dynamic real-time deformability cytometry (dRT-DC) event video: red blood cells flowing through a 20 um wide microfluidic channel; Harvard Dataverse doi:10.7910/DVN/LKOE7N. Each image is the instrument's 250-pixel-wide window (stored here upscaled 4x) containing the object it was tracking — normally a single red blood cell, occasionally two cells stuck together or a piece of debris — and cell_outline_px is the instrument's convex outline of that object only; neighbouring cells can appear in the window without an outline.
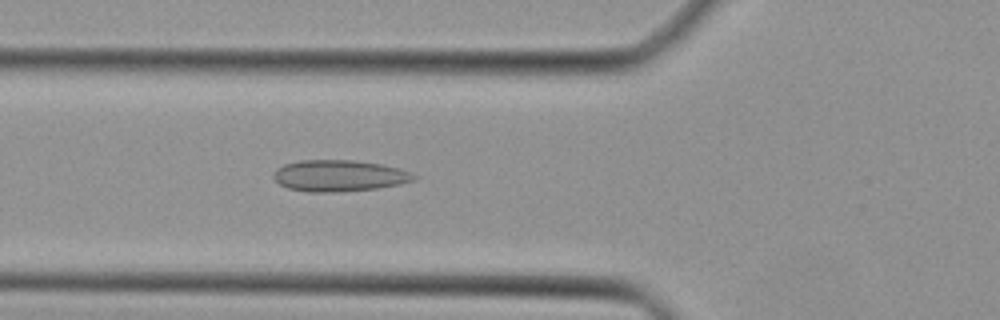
{"species": "Egyptian fruit bat (a non-hibernating species)", "species_latin": "Rousettus aegyptiacus", "temperature_condition": "cold", "stored_images_in_passage": 44, "camera_frame_rate_fps": 3000, "um_per_image_px": 0.085, "animal": {"sex": "female"}, "frame": {"image": 1, "passage_image": 16, "time_ms": 5.0, "image_size_px": [1000, 320], "cell_outline_px": [[416, 180], [400, 184], [376, 188], [332, 192], [308, 192], [288, 188], [280, 184], [272, 176], [272, 172], [276, 168], [284, 164], [300, 160], [352, 160], [380, 164], [400, 168], [416, 176]], "centroid_in_image_um": [28.79, 14.93], "position_along_channel_um": 97.0, "area_um2": 25.61}}
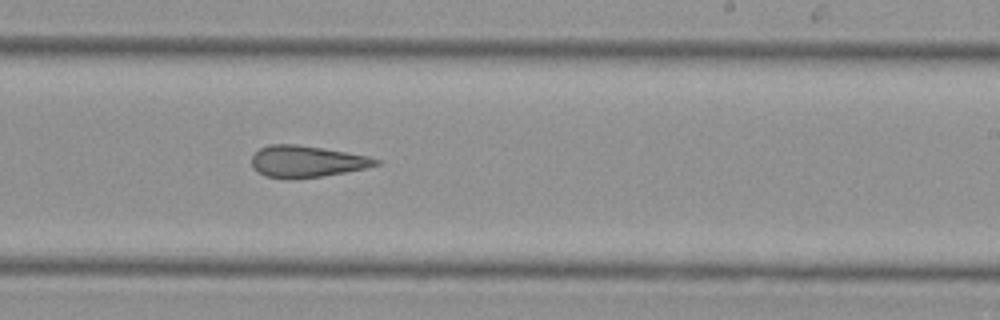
{"frame": {"image": 2, "passage_image": 27, "time_ms": 8.667, "image_size_px": [1000, 320], "cell_outline_px": [[380, 164], [364, 168], [324, 176], [292, 180], [264, 176], [252, 164], [252, 156], [260, 148], [268, 144], [296, 144], [368, 156], [380, 160]], "centroid_in_image_um": [26.05, 13.74], "position_along_channel_um": 263.0, "area_um2": 22.72}}
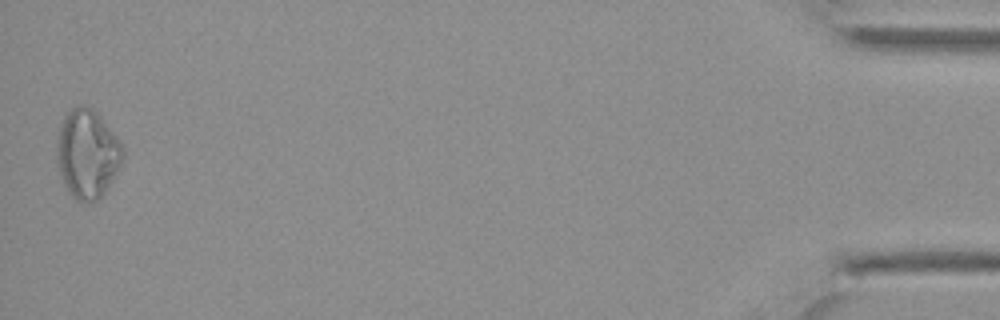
{"frame": {"image": 3, "passage_image": 44, "time_ms": 14.333, "image_size_px": [1000, 320], "cell_outline_px": [[124, 156], [120, 168], [100, 200], [84, 204], [76, 200], [68, 192], [60, 176], [56, 164], [56, 144], [64, 112], [76, 104], [84, 104], [92, 108], [96, 112], [120, 140], [124, 148]], "centroid_in_image_um": [7.41, 13.08], "position_along_channel_um": 427.8, "area_um2": 35.08}}